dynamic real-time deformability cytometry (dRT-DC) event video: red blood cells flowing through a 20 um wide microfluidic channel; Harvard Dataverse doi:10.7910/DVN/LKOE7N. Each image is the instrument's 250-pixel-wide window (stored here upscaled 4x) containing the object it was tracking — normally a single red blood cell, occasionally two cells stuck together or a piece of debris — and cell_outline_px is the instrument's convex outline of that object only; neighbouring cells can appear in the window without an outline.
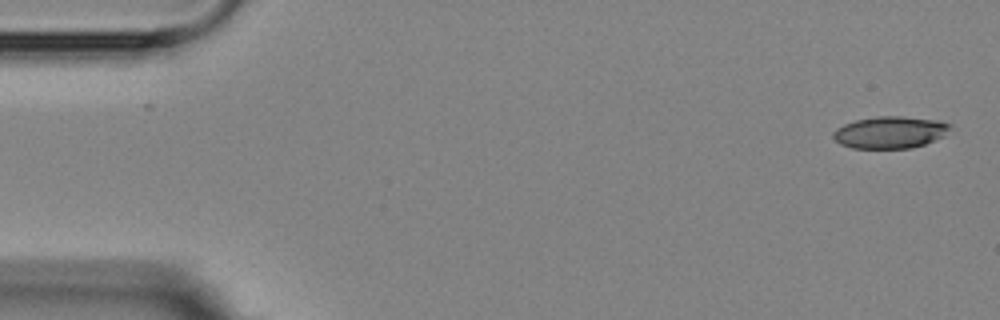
{"species": "Egyptian fruit bat (a non-hibernating species)", "species_latin": "Rousettus aegyptiacus", "temperature_condition": "room temperature", "stored_images_in_passage": 2, "camera_frame_rate_fps": 3000, "um_per_image_px": 0.085, "animal": {"sex": "female"}, "frame": {"image": 1, "passage_image": 2, "time_ms": 1.333, "image_size_px": [1000, 320], "cell_outline_px": [[952, 128], [944, 136], [936, 140], [912, 148], [852, 148], [840, 144], [832, 136], [832, 132], [836, 128], [844, 124], [856, 120], [876, 116], [900, 116], [940, 120], [952, 124]], "centroid_in_image_um": [75.69, 11.24], "position_along_channel_um": 9.3, "area_um2": 22.02}}